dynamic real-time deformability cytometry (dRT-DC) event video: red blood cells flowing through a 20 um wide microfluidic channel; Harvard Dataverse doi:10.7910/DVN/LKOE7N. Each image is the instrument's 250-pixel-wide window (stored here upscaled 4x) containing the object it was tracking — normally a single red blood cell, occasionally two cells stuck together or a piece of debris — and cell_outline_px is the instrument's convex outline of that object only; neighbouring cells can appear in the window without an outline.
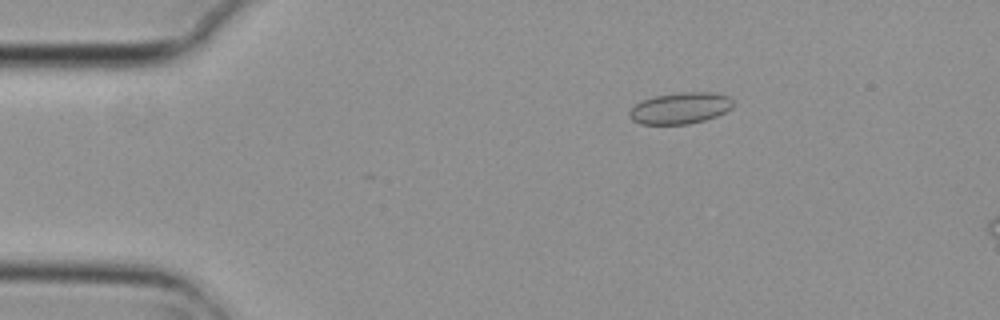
{"species": "common noctule bat (a hibernating species)", "species_latin": "Nyctalus noctula", "temperature_condition": "cold", "stored_images_in_passage": 2, "camera_frame_rate_fps": 3000, "um_per_image_px": 0.085, "animal": {"sex": "female", "body_mass_g": 29.2, "forearm_length_mm": 56.3}, "frame": {"image": 1, "passage_image": 1, "time_ms": 0.0, "image_size_px": [1000, 320], "cell_outline_px": [[732, 108], [716, 116], [704, 120], [688, 124], [640, 124], [632, 120], [628, 112], [636, 104], [644, 100], [656, 96], [676, 92], [712, 92], [728, 96], [732, 100]], "centroid_in_image_um": [57.82, 9.19], "position_along_channel_um": 27.2, "area_um2": 18.84}}